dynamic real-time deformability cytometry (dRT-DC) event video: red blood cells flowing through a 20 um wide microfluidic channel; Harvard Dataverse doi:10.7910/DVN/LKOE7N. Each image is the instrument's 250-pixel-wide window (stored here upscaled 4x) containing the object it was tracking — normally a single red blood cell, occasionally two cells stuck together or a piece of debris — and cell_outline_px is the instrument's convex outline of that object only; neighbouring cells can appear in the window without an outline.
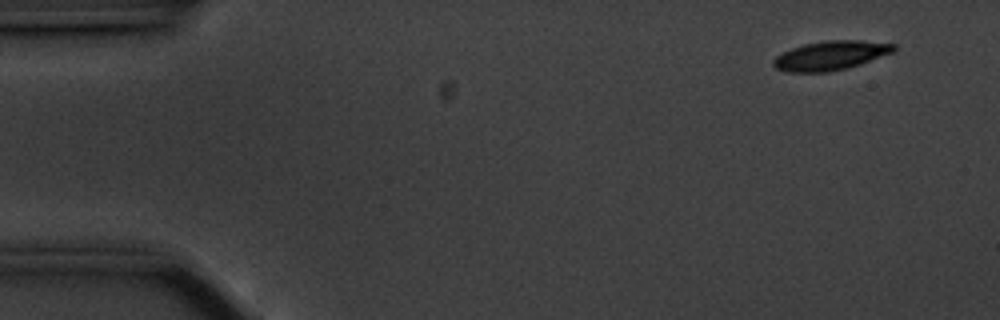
{"species": "common noctule bat (a hibernating species)", "species_latin": "Nyctalus noctula", "temperature_condition": "cold", "stored_images_in_passage": 54, "camera_frame_rate_fps": 3000, "um_per_image_px": 0.085, "animal": {"sex": "male", "body_mass_g": 20.1, "forearm_length_mm": 53.5}, "frame": {"image": 1, "passage_image": 1, "time_ms": 0.0, "image_size_px": [1000, 320], "cell_outline_px": [[896, 52], [848, 68], [828, 72], [788, 72], [776, 68], [772, 64], [772, 60], [776, 56], [792, 48], [804, 44], [828, 40], [860, 40], [896, 44]], "centroid_in_image_um": [70.64, 4.72], "position_along_channel_um": 14.4, "area_um2": 20.58}}
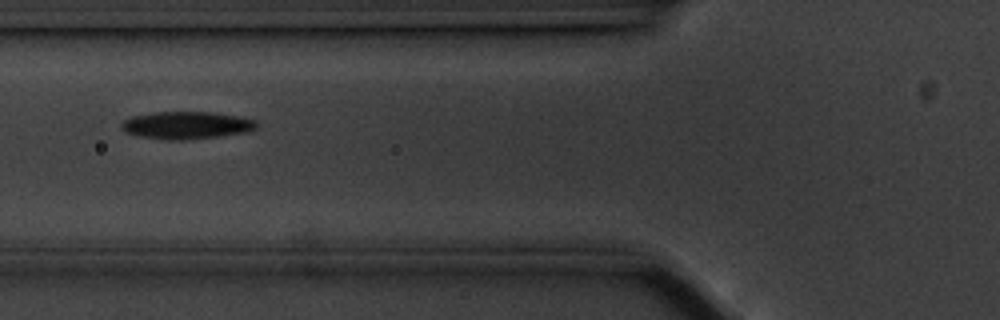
{"frame": {"image": 2, "passage_image": 18, "time_ms": 5.667, "image_size_px": [1000, 320], "cell_outline_px": [[256, 128], [248, 132], [184, 140], [168, 140], [140, 136], [124, 132], [120, 128], [120, 124], [124, 120], [132, 116], [152, 112], [216, 112], [240, 116], [256, 120]], "centroid_in_image_um": [15.83, 10.63], "position_along_channel_um": 110.0, "area_um2": 21.73}}
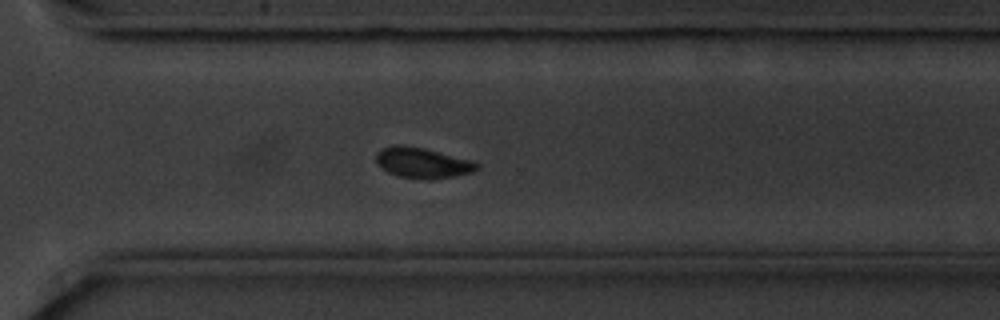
{"frame": {"image": 3, "passage_image": 37, "time_ms": 12.0, "image_size_px": [1000, 320], "cell_outline_px": [[480, 168], [472, 172], [452, 176], [400, 176], [388, 172], [376, 164], [376, 152], [380, 148], [396, 144], [424, 148], [476, 160], [480, 164]], "centroid_in_image_um": [35.93, 13.77], "position_along_channel_um": 334.7, "area_um2": 17.46}, "authors_computed_cell_mechanics": {"area_um2": 20.6346, "velocity_mm_per_s": 3.5167, "shape_relaxation_time_tau1_ms": 3.7132, "shape_relaxation_time_tau2_ms": 5.1193, "deformation_change_tau1": 0.1589, "deformation_change_tau2": 0.0696}}